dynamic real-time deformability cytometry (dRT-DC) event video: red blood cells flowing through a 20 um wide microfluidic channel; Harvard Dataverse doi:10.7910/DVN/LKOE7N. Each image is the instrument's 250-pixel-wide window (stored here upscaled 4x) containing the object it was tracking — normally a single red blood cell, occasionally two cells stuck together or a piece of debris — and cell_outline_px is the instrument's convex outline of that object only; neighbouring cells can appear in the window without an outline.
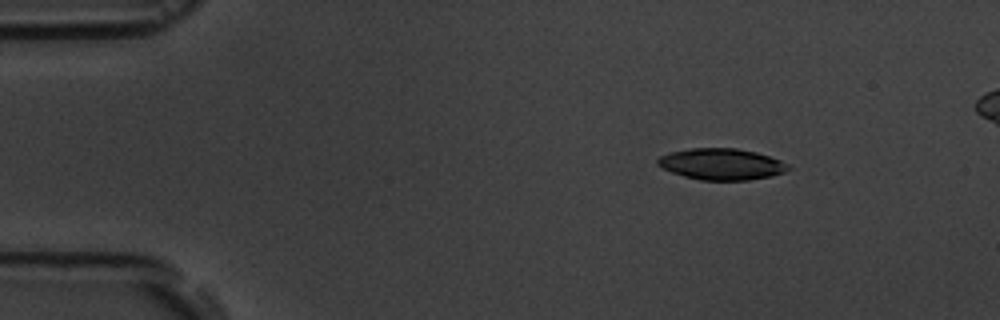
{"species": "common noctule bat (a hibernating species)", "species_latin": "Nyctalus noctula", "temperature_condition": "room temperature", "stored_images_in_passage": 4, "camera_frame_rate_fps": 3000, "um_per_image_px": 0.085, "animal": {"sex": "male", "body_mass_g": 19.5, "forearm_length_mm": 54.6}, "frame": {"image": 1, "passage_image": 1, "time_ms": 0.0, "image_size_px": [1000, 320], "cell_outline_px": [[792, 168], [784, 172], [772, 176], [748, 180], [700, 180], [684, 176], [672, 172], [656, 164], [656, 160], [660, 156], [668, 152], [688, 148], [736, 148], [756, 152], [780, 160], [788, 164]], "centroid_in_image_um": [61.32, 13.94], "position_along_channel_um": 23.7, "area_um2": 23.93}}